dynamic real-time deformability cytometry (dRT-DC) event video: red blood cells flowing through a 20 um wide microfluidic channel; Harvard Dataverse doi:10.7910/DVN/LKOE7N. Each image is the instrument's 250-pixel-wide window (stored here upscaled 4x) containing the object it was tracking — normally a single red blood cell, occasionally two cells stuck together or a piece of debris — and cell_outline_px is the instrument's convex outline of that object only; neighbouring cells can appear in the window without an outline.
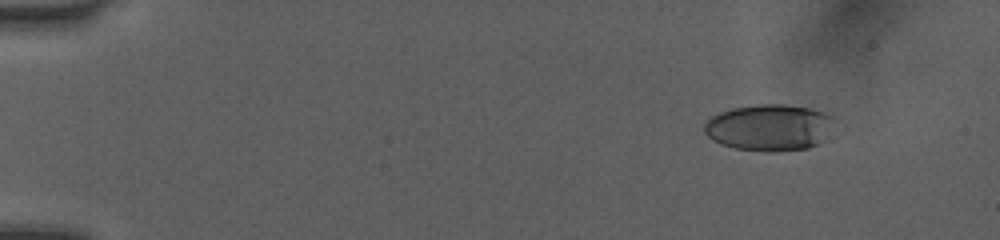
{"species": "human", "species_latin": "Homo sapiens", "temperature_condition": "room temperature", "stored_images_in_passage": 38, "camera_frame_rate_fps": 3000, "um_per_image_px": 0.085, "donor": {"sex": "female"}, "frame": {"image": 1, "passage_image": 6, "time_ms": 1.667, "image_size_px": [1000, 240], "cell_outline_px": [[836, 120], [824, 140], [820, 144], [808, 148], [776, 152], [764, 152], [736, 148], [720, 144], [712, 140], [704, 132], [704, 124], [712, 116], [720, 112], [732, 108], [756, 104], [784, 104], [808, 108], [832, 116]], "centroid_in_image_um": [65.39, 10.85], "position_along_channel_um": 19.6, "area_um2": 35.49}}
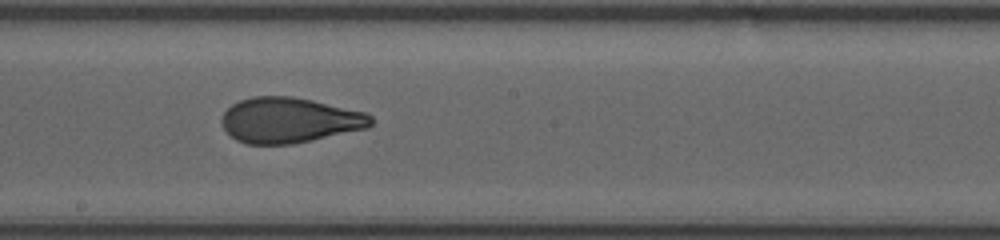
{"frame": {"image": 2, "passage_image": 19, "time_ms": 6.0, "image_size_px": [1000, 240], "cell_outline_px": [[372, 124], [368, 128], [312, 140], [292, 144], [248, 144], [236, 140], [224, 128], [220, 120], [224, 112], [232, 104], [240, 100], [252, 96], [292, 96], [312, 100], [364, 112], [372, 116]], "centroid_in_image_um": [24.59, 10.21], "position_along_channel_um": 223.6, "area_um2": 39.36}}
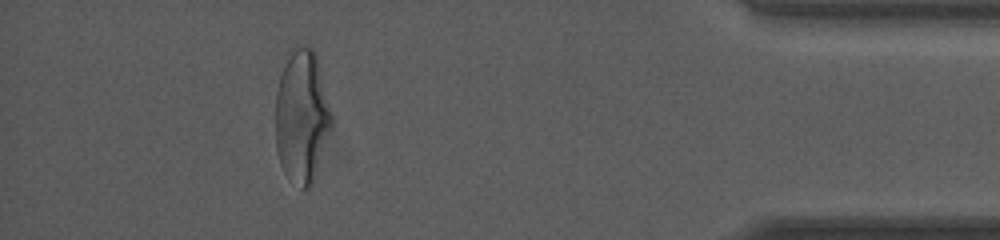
{"frame": {"image": 3, "passage_image": 34, "time_ms": 11.0, "image_size_px": [1000, 240], "cell_outline_px": [[332, 124], [312, 184], [308, 188], [300, 188], [288, 180], [280, 164], [276, 152], [276, 92], [280, 76], [288, 52], [292, 48], [300, 44], [308, 44], [316, 52], [332, 112]], "centroid_in_image_um": [25.65, 9.85], "position_along_channel_um": 409.6, "area_um2": 43.93}, "authors_computed_cell_mechanics": {"area_um2": 39.6219, "velocity_mm_per_s": 4.0833, "shape_relaxation_time_tau1_ms": 3.4592, "shape_relaxation_time_tau2_ms": 0.5066, "deformation_change_tau1": 0.1634, "deformation_change_tau2": 0.067}}